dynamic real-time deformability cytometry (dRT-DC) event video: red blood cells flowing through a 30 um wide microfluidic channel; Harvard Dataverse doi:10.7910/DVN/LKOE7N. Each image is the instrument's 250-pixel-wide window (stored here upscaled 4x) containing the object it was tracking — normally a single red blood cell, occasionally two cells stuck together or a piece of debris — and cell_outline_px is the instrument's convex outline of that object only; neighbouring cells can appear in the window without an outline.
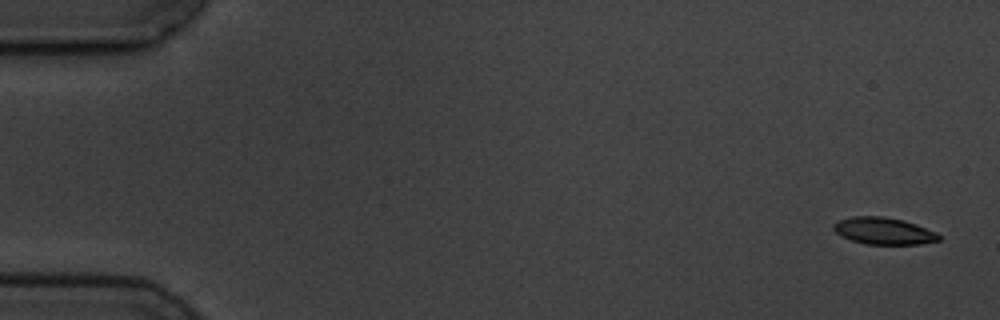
{"species": "common noctule bat (a hibernating species)", "species_latin": "Nyctalus noctula", "temperature_condition": "cold", "stored_images_in_passage": 4, "camera_frame_rate_fps": 3000, "um_per_image_px": 0.085, "animal": {"sex": "male", "body_mass_g": 19.5, "forearm_length_mm": 54.6}, "frame": {"image": 1, "passage_image": 1, "time_ms": 0.0, "image_size_px": [1000, 320], "cell_outline_px": [[940, 240], [920, 244], [864, 244], [840, 236], [832, 228], [832, 224], [840, 220], [852, 216], [884, 216], [904, 220], [916, 224], [936, 232], [940, 236]], "centroid_in_image_um": [75.09, 19.62], "position_along_channel_um": 9.9, "area_um2": 16.59}}
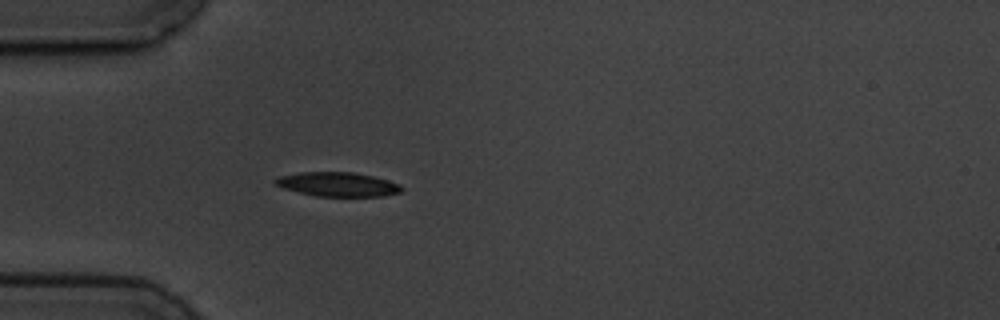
{"frame": {"image": 2, "passage_image": 4, "time_ms": 5.0, "image_size_px": [1000, 320], "cell_outline_px": [[404, 188], [400, 192], [384, 196], [316, 196], [284, 188], [276, 184], [272, 180], [280, 176], [300, 172], [352, 172], [372, 176], [388, 180], [400, 184]], "centroid_in_image_um": [28.73, 15.66], "position_along_channel_um": 56.3, "area_um2": 17.69}}